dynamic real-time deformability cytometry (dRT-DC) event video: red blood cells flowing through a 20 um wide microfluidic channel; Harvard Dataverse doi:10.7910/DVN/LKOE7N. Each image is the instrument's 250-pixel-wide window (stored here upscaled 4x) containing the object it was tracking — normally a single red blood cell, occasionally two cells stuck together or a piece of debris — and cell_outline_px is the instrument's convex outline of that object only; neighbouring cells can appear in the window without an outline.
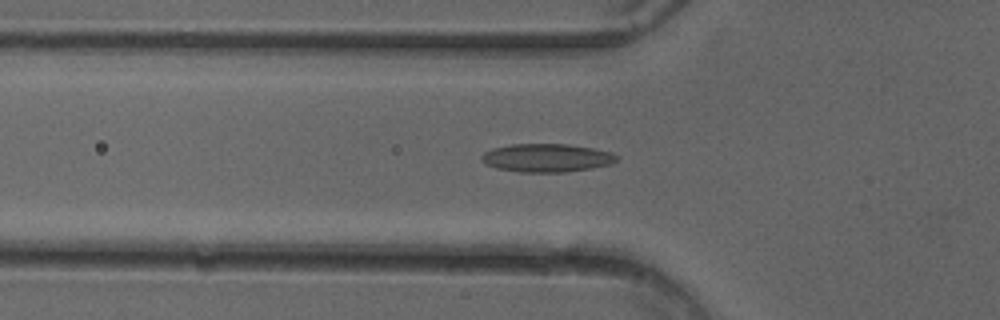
{"species": "common noctule bat (a hibernating species)", "species_latin": "Nyctalus noctula", "temperature_condition": "cold", "stored_images_in_passage": 49, "camera_frame_rate_fps": 3000, "um_per_image_px": 0.085, "animal": {"sex": "female"}, "frame": {"image": 1, "passage_image": 17, "time_ms": 5.333, "image_size_px": [1000, 320], "cell_outline_px": [[620, 156], [616, 160], [608, 164], [592, 168], [564, 172], [520, 172], [496, 168], [484, 164], [480, 160], [480, 156], [484, 152], [492, 148], [512, 144], [568, 144], [592, 148], [612, 152]], "centroid_in_image_um": [46.43, 13.41], "position_along_channel_um": 79.4, "area_um2": 22.37}}
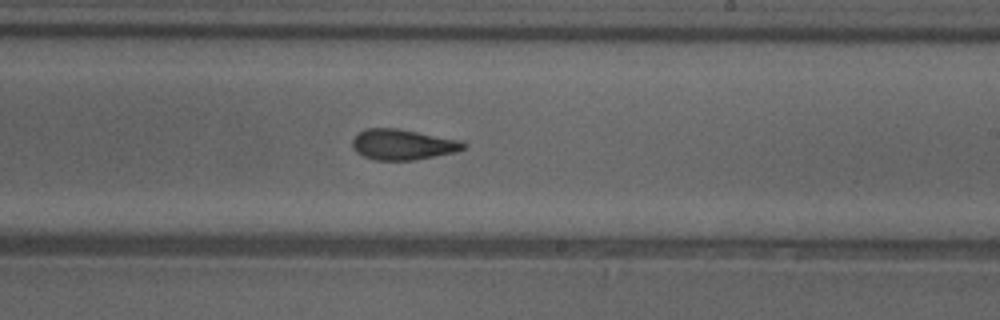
{"frame": {"image": 2, "passage_image": 30, "time_ms": 9.667, "image_size_px": [1000, 320], "cell_outline_px": [[468, 148], [456, 152], [412, 160], [376, 160], [364, 156], [356, 152], [352, 148], [352, 140], [360, 132], [368, 128], [400, 128], [464, 140], [468, 144]], "centroid_in_image_um": [34.31, 12.27], "position_along_channel_um": 254.7, "area_um2": 20.11}}
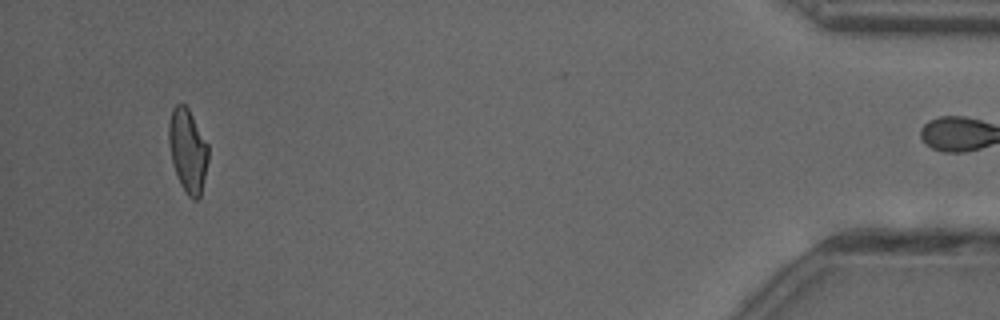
{"frame": {"image": 3, "passage_image": 48, "time_ms": 15.667, "image_size_px": [1000, 320], "cell_outline_px": [[208, 160], [200, 196], [196, 200], [192, 200], [188, 196], [180, 184], [172, 160], [168, 144], [168, 124], [172, 108], [176, 104], [184, 104], [188, 108], [208, 144]], "centroid_in_image_um": [15.95, 12.78], "position_along_channel_um": 419.3, "area_um2": 19.13}, "authors_computed_cell_mechanics": {"area_um2": 20.23, "velocity_mm_per_s": 4.0248, "shape_relaxation_time_tau1_ms": 7.9681, "shape_relaxation_time_tau2_ms": 2.5451, "deformation_change_tau1": 0.1889, "deformation_change_tau2": 0.1022}}